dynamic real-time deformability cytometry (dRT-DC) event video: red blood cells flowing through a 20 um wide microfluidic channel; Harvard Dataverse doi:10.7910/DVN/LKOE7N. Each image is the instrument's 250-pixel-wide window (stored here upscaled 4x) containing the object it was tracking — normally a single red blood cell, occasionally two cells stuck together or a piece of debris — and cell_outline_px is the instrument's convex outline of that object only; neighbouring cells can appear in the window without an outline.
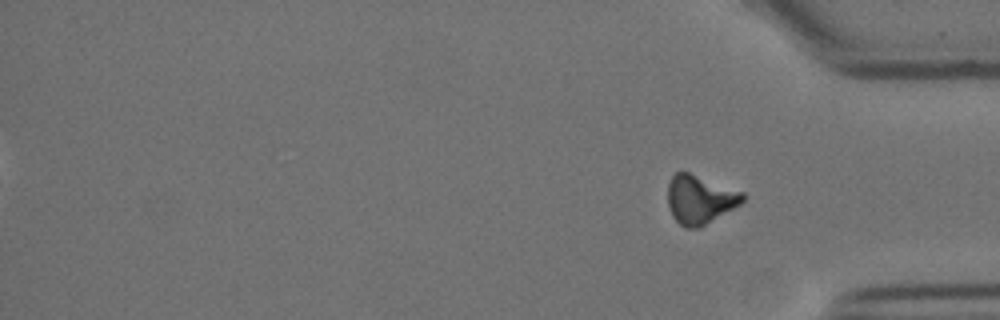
{"species": "Egyptian fruit bat (a non-hibernating species)", "species_latin": "Rousettus aegyptiacus", "temperature_condition": "cold", "stored_images_in_passage": 15, "camera_frame_rate_fps": 3000, "um_per_image_px": 0.085, "animal": {"sex": "female"}, "frame": {"image": 1, "passage_image": 15, "time_ms": 18.333, "image_size_px": [1000, 320], "cell_outline_px": [[744, 200], [740, 204], [700, 228], [684, 228], [672, 216], [668, 208], [668, 184], [672, 176], [676, 172], [688, 172], [744, 192]], "centroid_in_image_um": [59.47, 16.96], "position_along_channel_um": 375.7, "area_um2": 21.21}}